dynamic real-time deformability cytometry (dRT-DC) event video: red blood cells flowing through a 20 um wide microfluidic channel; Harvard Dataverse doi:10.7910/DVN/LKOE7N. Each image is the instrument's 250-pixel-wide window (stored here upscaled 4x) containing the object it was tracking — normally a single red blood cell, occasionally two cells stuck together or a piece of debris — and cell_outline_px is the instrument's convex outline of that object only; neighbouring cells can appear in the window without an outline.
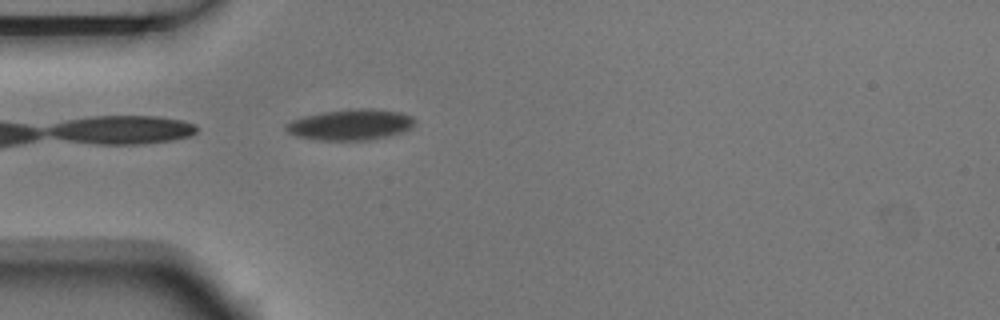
{"species": "Egyptian fruit bat (a non-hibernating species)", "species_latin": "Rousettus aegyptiacus", "temperature_condition": "room temperature", "stored_images_in_passage": 5, "camera_frame_rate_fps": 3000, "um_per_image_px": 0.085, "animal": {"sex": "male"}, "frame": {"image": 1, "passage_image": 5, "time_ms": 1.333, "image_size_px": [1000, 320], "cell_outline_px": [[416, 120], [412, 128], [388, 136], [372, 140], [316, 140], [296, 136], [288, 132], [284, 128], [284, 124], [292, 120], [304, 116], [324, 112], [360, 108], [372, 108], [400, 112], [412, 116]], "centroid_in_image_um": [29.8, 10.6], "position_along_channel_um": 55.2, "area_um2": 23.24}}